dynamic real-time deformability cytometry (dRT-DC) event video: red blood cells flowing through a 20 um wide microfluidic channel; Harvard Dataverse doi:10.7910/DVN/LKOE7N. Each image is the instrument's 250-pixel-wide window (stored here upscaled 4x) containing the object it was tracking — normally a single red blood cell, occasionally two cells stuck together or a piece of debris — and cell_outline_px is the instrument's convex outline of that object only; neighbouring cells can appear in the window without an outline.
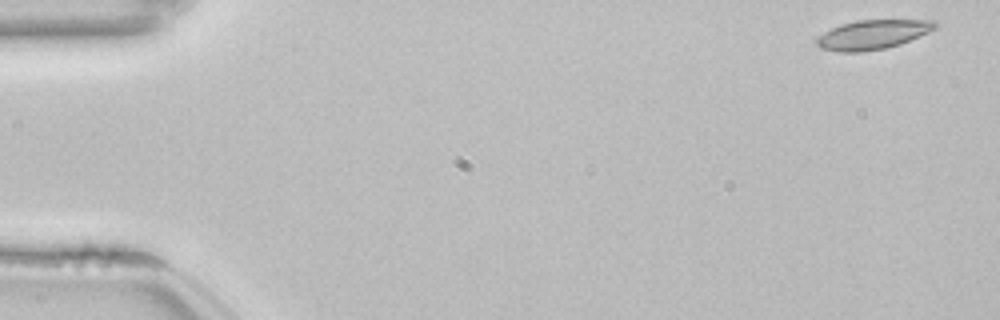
{"species": "common noctule bat (a hibernating species)", "species_latin": "Nyctalus noctula", "temperature_condition": "room temperature", "stored_images_in_passage": 52, "camera_frame_rate_fps": 3000, "um_per_image_px": 0.085, "animal": {"sex": "female", "body_mass_g": 22.7, "forearm_length_mm": 54.2}, "frame": {"image": 1, "passage_image": 1, "time_ms": 0.0, "image_size_px": [1000, 320], "cell_outline_px": [[940, 24], [936, 28], [928, 32], [900, 44], [884, 48], [860, 52], [836, 52], [820, 48], [816, 44], [816, 40], [824, 32], [840, 24], [856, 20], [936, 20]], "centroid_in_image_um": [74.18, 2.93], "position_along_channel_um": 10.8, "area_um2": 20.23}}
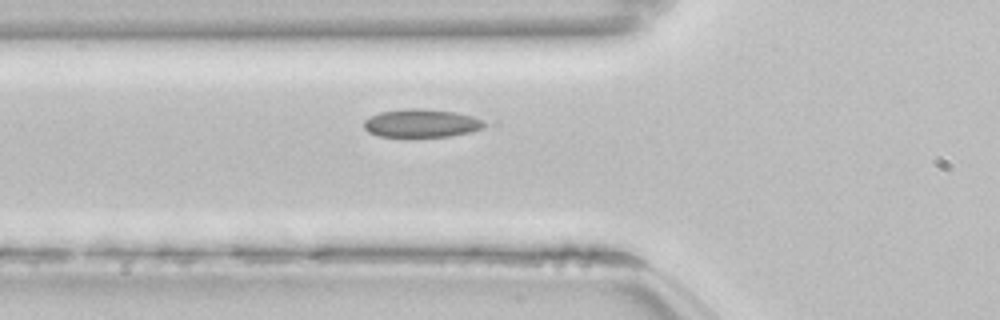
{"frame": {"image": 2, "passage_image": 18, "time_ms": 5.667, "image_size_px": [1000, 320], "cell_outline_px": [[488, 124], [484, 128], [452, 136], [380, 136], [368, 132], [364, 128], [364, 120], [380, 112], [404, 108], [420, 108], [452, 112], [472, 116], [484, 120]], "centroid_in_image_um": [35.84, 10.47], "position_along_channel_um": 90.0, "area_um2": 19.65}}
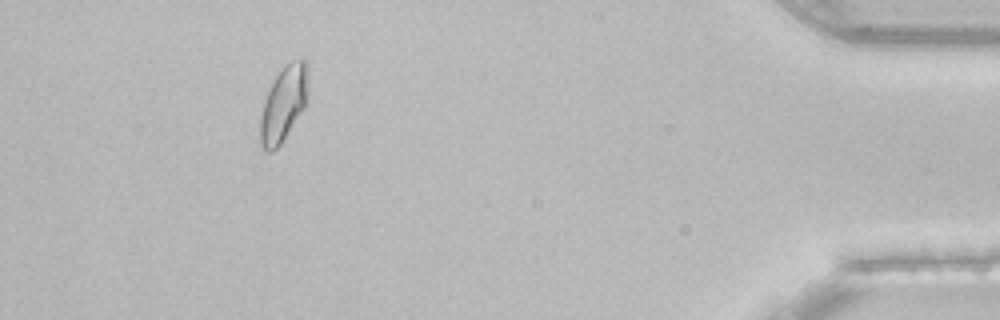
{"frame": {"image": 3, "passage_image": 48, "time_ms": 15.667, "image_size_px": [1000, 320], "cell_outline_px": [[308, 104], [284, 140], [272, 152], [268, 152], [260, 144], [260, 120], [264, 100], [280, 68], [292, 60], [304, 56], [308, 60]], "centroid_in_image_um": [24.16, 8.77], "position_along_channel_um": 411.0, "area_um2": 21.62}, "authors_computed_cell_mechanics": {"area_um2": 19.5653, "velocity_mm_per_s": 3.8178, "shape_relaxation_time_tau1_ms": null, "shape_relaxation_time_tau2_ms": 1.8875, "deformation_change_tau1": null, "deformation_change_tau2": 0.0604}}